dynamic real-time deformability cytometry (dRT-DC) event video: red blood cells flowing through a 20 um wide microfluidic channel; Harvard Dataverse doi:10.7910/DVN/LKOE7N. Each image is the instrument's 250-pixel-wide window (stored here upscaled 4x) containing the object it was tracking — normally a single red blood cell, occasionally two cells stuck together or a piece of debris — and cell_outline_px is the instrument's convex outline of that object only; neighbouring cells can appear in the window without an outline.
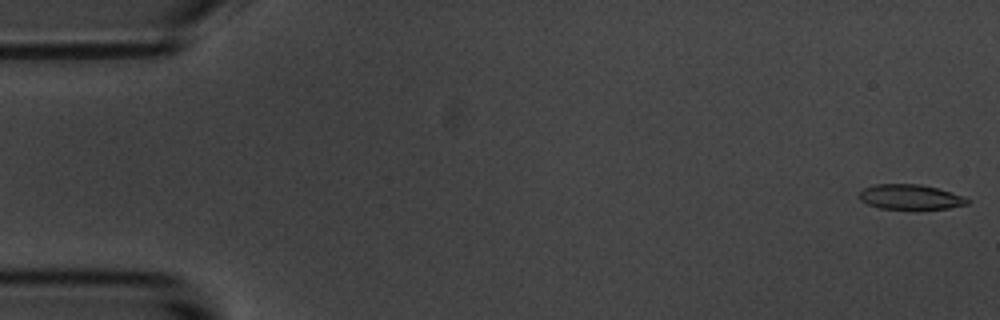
{"species": "common noctule bat (a hibernating species)", "species_latin": "Nyctalus noctula", "temperature_condition": "room temperature", "stored_images_in_passage": 8, "camera_frame_rate_fps": 3000, "um_per_image_px": 0.085, "animal": {"sex": "male", "body_mass_g": 20.1, "forearm_length_mm": 53.5}, "frame": {"image": 1, "passage_image": 1, "time_ms": 0.0, "image_size_px": [1000, 320], "cell_outline_px": [[968, 204], [948, 208], [880, 208], [868, 204], [860, 200], [860, 192], [864, 188], [876, 184], [920, 184], [936, 188], [964, 196], [968, 200]], "centroid_in_image_um": [77.36, 16.73], "position_along_channel_um": 7.6, "area_um2": 15.32}}
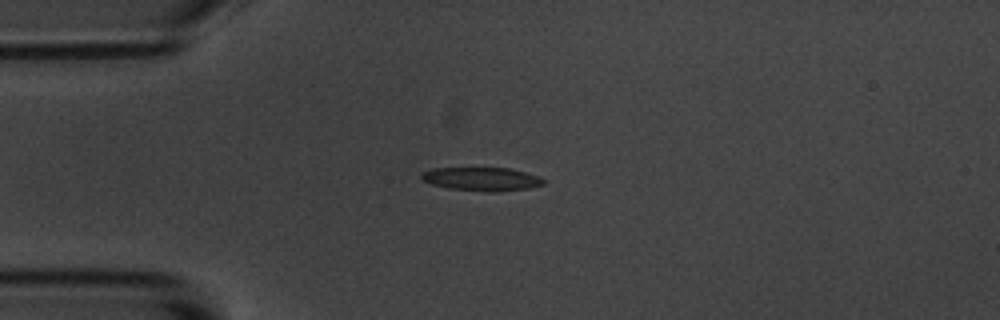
{"frame": {"image": 2, "passage_image": 5, "time_ms": 4.333, "image_size_px": [1000, 320], "cell_outline_px": [[544, 184], [528, 188], [492, 192], [448, 188], [432, 184], [424, 180], [420, 176], [420, 172], [432, 168], [508, 168], [540, 176], [544, 180]], "centroid_in_image_um": [40.92, 15.21], "position_along_channel_um": 44.1, "area_um2": 16.59}}
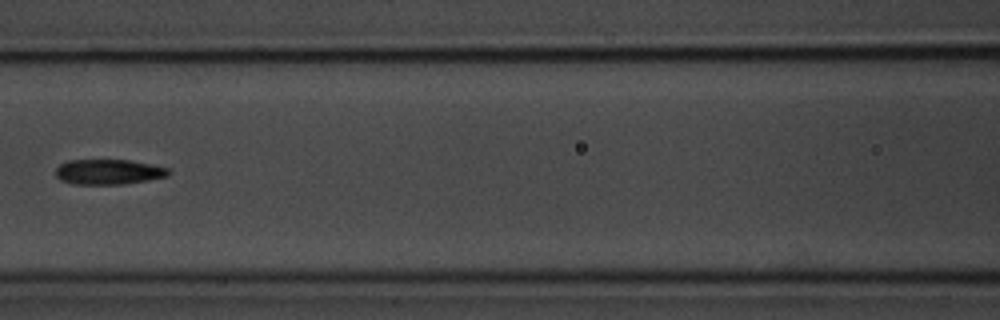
{"frame": {"image": 3, "passage_image": 8, "time_ms": 8.0, "image_size_px": [1000, 320], "cell_outline_px": [[172, 172], [168, 176], [148, 180], [124, 184], [72, 184], [60, 180], [56, 176], [56, 168], [60, 164], [68, 160], [128, 160], [152, 164], [168, 168]], "centroid_in_image_um": [9.23, 14.61], "position_along_channel_um": 157.4, "area_um2": 16.65}}